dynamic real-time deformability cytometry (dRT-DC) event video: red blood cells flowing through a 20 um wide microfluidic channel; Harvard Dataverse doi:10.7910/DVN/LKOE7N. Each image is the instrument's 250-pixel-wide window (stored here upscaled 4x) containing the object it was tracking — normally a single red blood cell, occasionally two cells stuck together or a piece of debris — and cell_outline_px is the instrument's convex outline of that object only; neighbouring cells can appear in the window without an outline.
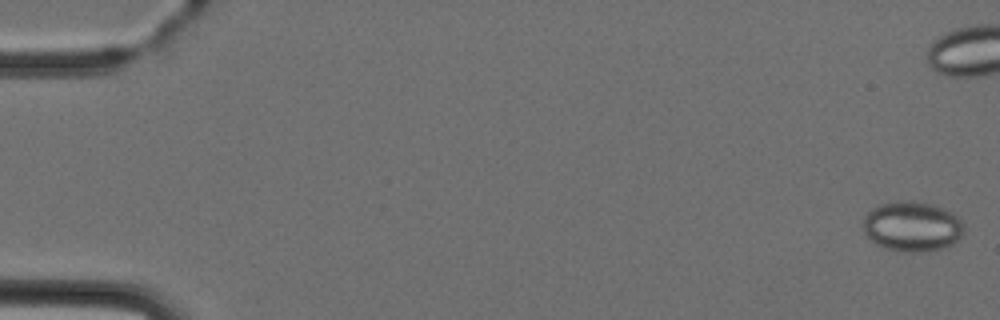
{"species": "Egyptian fruit bat (a non-hibernating species)", "species_latin": "Rousettus aegyptiacus", "temperature_condition": "cold", "stored_images_in_passage": 9, "camera_frame_rate_fps": 3000, "um_per_image_px": 0.085, "animal": {"sex": "female"}, "frame": {"image": 1, "passage_image": 1, "time_ms": 0.0, "image_size_px": [1000, 320], "cell_outline_px": [[964, 232], [952, 244], [928, 252], [904, 252], [884, 248], [868, 240], [864, 236], [864, 216], [872, 208], [880, 204], [896, 200], [932, 204], [952, 212], [964, 224]], "centroid_in_image_um": [77.5, 19.26], "position_along_channel_um": 7.5, "area_um2": 29.54}}